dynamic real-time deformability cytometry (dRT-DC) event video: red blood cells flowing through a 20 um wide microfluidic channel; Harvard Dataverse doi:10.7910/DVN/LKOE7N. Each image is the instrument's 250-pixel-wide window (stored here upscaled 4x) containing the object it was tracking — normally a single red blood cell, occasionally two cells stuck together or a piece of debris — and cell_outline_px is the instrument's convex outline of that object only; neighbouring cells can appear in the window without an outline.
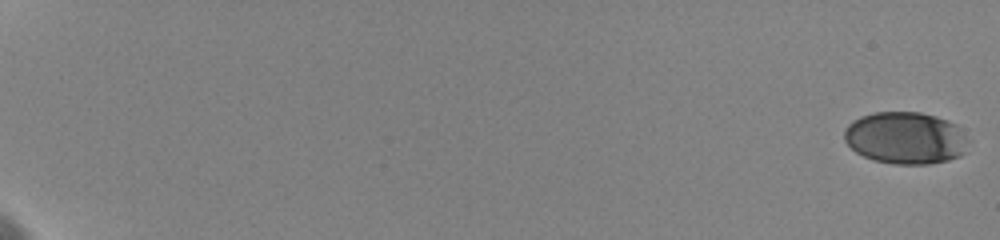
{"species": "human", "species_latin": "Homo sapiens", "temperature_condition": "cold", "stored_images_in_passage": 33, "camera_frame_rate_fps": 3000, "um_per_image_px": 0.085, "donor": {"sex": "female"}, "frame": {"image": 1, "passage_image": 1, "time_ms": 0.0, "image_size_px": [1000, 240], "cell_outline_px": [[972, 140], [964, 152], [960, 156], [948, 160], [928, 164], [892, 164], [872, 160], [856, 152], [844, 140], [844, 132], [848, 124], [852, 120], [860, 116], [872, 112], [920, 112], [936, 116], [948, 120], [956, 124]], "centroid_in_image_um": [77.0, 11.72], "position_along_channel_um": 8.0, "area_um2": 38.26}}
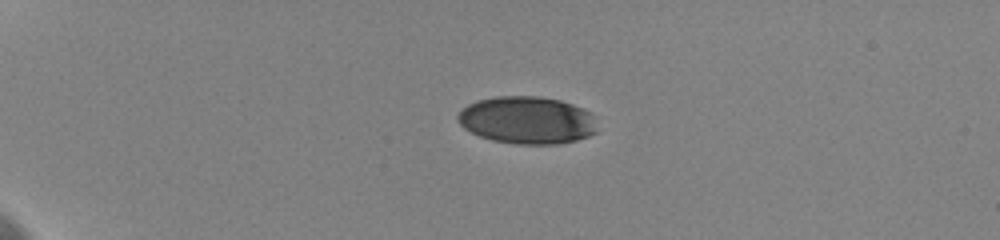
{"frame": {"image": 2, "passage_image": 22, "time_ms": 5.333, "image_size_px": [1000, 240], "cell_outline_px": [[596, 132], [588, 136], [576, 140], [560, 144], [516, 144], [492, 140], [480, 136], [464, 128], [456, 120], [456, 116], [468, 104], [476, 100], [496, 96], [540, 96], [560, 100], [584, 108], [592, 112]], "centroid_in_image_um": [44.8, 10.21], "position_along_channel_um": 40.2, "area_um2": 38.73}}